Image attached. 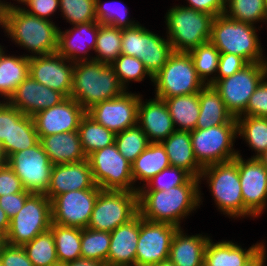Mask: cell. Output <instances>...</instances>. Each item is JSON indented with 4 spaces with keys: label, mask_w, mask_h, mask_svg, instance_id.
I'll return each mask as SVG.
<instances>
[{
    "label": "cell",
    "mask_w": 267,
    "mask_h": 266,
    "mask_svg": "<svg viewBox=\"0 0 267 266\" xmlns=\"http://www.w3.org/2000/svg\"><path fill=\"white\" fill-rule=\"evenodd\" d=\"M200 188L199 178L191 177L184 185L169 190H138L139 214L152 222L182 228L184 218L203 204Z\"/></svg>",
    "instance_id": "obj_1"
},
{
    "label": "cell",
    "mask_w": 267,
    "mask_h": 266,
    "mask_svg": "<svg viewBox=\"0 0 267 266\" xmlns=\"http://www.w3.org/2000/svg\"><path fill=\"white\" fill-rule=\"evenodd\" d=\"M5 3L3 29L11 42L28 50L29 58L57 52L60 27L55 22L31 15L11 1Z\"/></svg>",
    "instance_id": "obj_2"
},
{
    "label": "cell",
    "mask_w": 267,
    "mask_h": 266,
    "mask_svg": "<svg viewBox=\"0 0 267 266\" xmlns=\"http://www.w3.org/2000/svg\"><path fill=\"white\" fill-rule=\"evenodd\" d=\"M126 91L111 65L93 60L74 63L70 97L86 111L93 105L119 97Z\"/></svg>",
    "instance_id": "obj_3"
},
{
    "label": "cell",
    "mask_w": 267,
    "mask_h": 266,
    "mask_svg": "<svg viewBox=\"0 0 267 266\" xmlns=\"http://www.w3.org/2000/svg\"><path fill=\"white\" fill-rule=\"evenodd\" d=\"M255 25L229 18L225 14L214 17L210 42L220 53L244 58L248 63L267 62Z\"/></svg>",
    "instance_id": "obj_4"
},
{
    "label": "cell",
    "mask_w": 267,
    "mask_h": 266,
    "mask_svg": "<svg viewBox=\"0 0 267 266\" xmlns=\"http://www.w3.org/2000/svg\"><path fill=\"white\" fill-rule=\"evenodd\" d=\"M214 16L184 5H174L165 14L166 35L174 52H188L210 42Z\"/></svg>",
    "instance_id": "obj_5"
},
{
    "label": "cell",
    "mask_w": 267,
    "mask_h": 266,
    "mask_svg": "<svg viewBox=\"0 0 267 266\" xmlns=\"http://www.w3.org/2000/svg\"><path fill=\"white\" fill-rule=\"evenodd\" d=\"M206 181L219 212L230 218H244V202L238 165L234 160L203 168L199 181Z\"/></svg>",
    "instance_id": "obj_6"
},
{
    "label": "cell",
    "mask_w": 267,
    "mask_h": 266,
    "mask_svg": "<svg viewBox=\"0 0 267 266\" xmlns=\"http://www.w3.org/2000/svg\"><path fill=\"white\" fill-rule=\"evenodd\" d=\"M155 96L166 99L199 93L205 86L188 52H173L167 63L153 76Z\"/></svg>",
    "instance_id": "obj_7"
},
{
    "label": "cell",
    "mask_w": 267,
    "mask_h": 266,
    "mask_svg": "<svg viewBox=\"0 0 267 266\" xmlns=\"http://www.w3.org/2000/svg\"><path fill=\"white\" fill-rule=\"evenodd\" d=\"M173 52L167 37H161L140 23L122 29L121 54L140 59L152 77L167 63Z\"/></svg>",
    "instance_id": "obj_8"
},
{
    "label": "cell",
    "mask_w": 267,
    "mask_h": 266,
    "mask_svg": "<svg viewBox=\"0 0 267 266\" xmlns=\"http://www.w3.org/2000/svg\"><path fill=\"white\" fill-rule=\"evenodd\" d=\"M193 153L198 164L207 166L233 160L239 150L234 149L237 122L190 131Z\"/></svg>",
    "instance_id": "obj_9"
},
{
    "label": "cell",
    "mask_w": 267,
    "mask_h": 266,
    "mask_svg": "<svg viewBox=\"0 0 267 266\" xmlns=\"http://www.w3.org/2000/svg\"><path fill=\"white\" fill-rule=\"evenodd\" d=\"M51 224V200L43 193H31L23 208L10 219L5 242L23 246L37 235L50 230Z\"/></svg>",
    "instance_id": "obj_10"
},
{
    "label": "cell",
    "mask_w": 267,
    "mask_h": 266,
    "mask_svg": "<svg viewBox=\"0 0 267 266\" xmlns=\"http://www.w3.org/2000/svg\"><path fill=\"white\" fill-rule=\"evenodd\" d=\"M138 213V192L101 189L87 228L111 232Z\"/></svg>",
    "instance_id": "obj_11"
},
{
    "label": "cell",
    "mask_w": 267,
    "mask_h": 266,
    "mask_svg": "<svg viewBox=\"0 0 267 266\" xmlns=\"http://www.w3.org/2000/svg\"><path fill=\"white\" fill-rule=\"evenodd\" d=\"M95 184L102 190L135 191L131 163L113 143L87 156Z\"/></svg>",
    "instance_id": "obj_12"
},
{
    "label": "cell",
    "mask_w": 267,
    "mask_h": 266,
    "mask_svg": "<svg viewBox=\"0 0 267 266\" xmlns=\"http://www.w3.org/2000/svg\"><path fill=\"white\" fill-rule=\"evenodd\" d=\"M267 75V62L249 63L242 70L212 84L234 118L246 109L251 95Z\"/></svg>",
    "instance_id": "obj_13"
},
{
    "label": "cell",
    "mask_w": 267,
    "mask_h": 266,
    "mask_svg": "<svg viewBox=\"0 0 267 266\" xmlns=\"http://www.w3.org/2000/svg\"><path fill=\"white\" fill-rule=\"evenodd\" d=\"M7 164L20 178L26 191L46 193L53 164L40 142L31 148L11 154L7 158Z\"/></svg>",
    "instance_id": "obj_14"
},
{
    "label": "cell",
    "mask_w": 267,
    "mask_h": 266,
    "mask_svg": "<svg viewBox=\"0 0 267 266\" xmlns=\"http://www.w3.org/2000/svg\"><path fill=\"white\" fill-rule=\"evenodd\" d=\"M233 160L238 165L244 218H257L267 208V169L258 158L244 159L241 153Z\"/></svg>",
    "instance_id": "obj_15"
},
{
    "label": "cell",
    "mask_w": 267,
    "mask_h": 266,
    "mask_svg": "<svg viewBox=\"0 0 267 266\" xmlns=\"http://www.w3.org/2000/svg\"><path fill=\"white\" fill-rule=\"evenodd\" d=\"M178 229L168 223L146 220L139 214L136 266H153L169 259L171 243Z\"/></svg>",
    "instance_id": "obj_16"
},
{
    "label": "cell",
    "mask_w": 267,
    "mask_h": 266,
    "mask_svg": "<svg viewBox=\"0 0 267 266\" xmlns=\"http://www.w3.org/2000/svg\"><path fill=\"white\" fill-rule=\"evenodd\" d=\"M101 188L75 190L51 200L52 223L62 226L87 228Z\"/></svg>",
    "instance_id": "obj_17"
},
{
    "label": "cell",
    "mask_w": 267,
    "mask_h": 266,
    "mask_svg": "<svg viewBox=\"0 0 267 266\" xmlns=\"http://www.w3.org/2000/svg\"><path fill=\"white\" fill-rule=\"evenodd\" d=\"M140 94L126 91L119 97L99 102L86 113L115 134L138 123Z\"/></svg>",
    "instance_id": "obj_18"
},
{
    "label": "cell",
    "mask_w": 267,
    "mask_h": 266,
    "mask_svg": "<svg viewBox=\"0 0 267 266\" xmlns=\"http://www.w3.org/2000/svg\"><path fill=\"white\" fill-rule=\"evenodd\" d=\"M74 62L57 52L29 58V75L37 82L70 97Z\"/></svg>",
    "instance_id": "obj_19"
},
{
    "label": "cell",
    "mask_w": 267,
    "mask_h": 266,
    "mask_svg": "<svg viewBox=\"0 0 267 266\" xmlns=\"http://www.w3.org/2000/svg\"><path fill=\"white\" fill-rule=\"evenodd\" d=\"M86 110L73 98L66 97L59 104L37 112L33 117L38 136L78 131Z\"/></svg>",
    "instance_id": "obj_20"
},
{
    "label": "cell",
    "mask_w": 267,
    "mask_h": 266,
    "mask_svg": "<svg viewBox=\"0 0 267 266\" xmlns=\"http://www.w3.org/2000/svg\"><path fill=\"white\" fill-rule=\"evenodd\" d=\"M97 34V21L72 25L64 31L59 29L57 53L74 63L92 61L93 55L89 53L95 50Z\"/></svg>",
    "instance_id": "obj_21"
},
{
    "label": "cell",
    "mask_w": 267,
    "mask_h": 266,
    "mask_svg": "<svg viewBox=\"0 0 267 266\" xmlns=\"http://www.w3.org/2000/svg\"><path fill=\"white\" fill-rule=\"evenodd\" d=\"M65 98L59 91L37 82L29 75L18 85L8 102L23 114L34 116L41 110L59 104Z\"/></svg>",
    "instance_id": "obj_22"
},
{
    "label": "cell",
    "mask_w": 267,
    "mask_h": 266,
    "mask_svg": "<svg viewBox=\"0 0 267 266\" xmlns=\"http://www.w3.org/2000/svg\"><path fill=\"white\" fill-rule=\"evenodd\" d=\"M88 160L56 164L51 170L50 184L45 195L52 200L63 193L92 189L95 186Z\"/></svg>",
    "instance_id": "obj_23"
},
{
    "label": "cell",
    "mask_w": 267,
    "mask_h": 266,
    "mask_svg": "<svg viewBox=\"0 0 267 266\" xmlns=\"http://www.w3.org/2000/svg\"><path fill=\"white\" fill-rule=\"evenodd\" d=\"M140 95L137 125L150 143L162 142L176 129L164 100L151 98L143 101Z\"/></svg>",
    "instance_id": "obj_24"
},
{
    "label": "cell",
    "mask_w": 267,
    "mask_h": 266,
    "mask_svg": "<svg viewBox=\"0 0 267 266\" xmlns=\"http://www.w3.org/2000/svg\"><path fill=\"white\" fill-rule=\"evenodd\" d=\"M107 266H136L139 238V213L127 223L110 232Z\"/></svg>",
    "instance_id": "obj_25"
},
{
    "label": "cell",
    "mask_w": 267,
    "mask_h": 266,
    "mask_svg": "<svg viewBox=\"0 0 267 266\" xmlns=\"http://www.w3.org/2000/svg\"><path fill=\"white\" fill-rule=\"evenodd\" d=\"M264 246V240L244 249L233 240L213 242L210 238L205 249L204 264L206 266H244Z\"/></svg>",
    "instance_id": "obj_26"
},
{
    "label": "cell",
    "mask_w": 267,
    "mask_h": 266,
    "mask_svg": "<svg viewBox=\"0 0 267 266\" xmlns=\"http://www.w3.org/2000/svg\"><path fill=\"white\" fill-rule=\"evenodd\" d=\"M179 228L174 234L169 260L176 266H202L205 259V249L211 236L196 234L188 235Z\"/></svg>",
    "instance_id": "obj_27"
},
{
    "label": "cell",
    "mask_w": 267,
    "mask_h": 266,
    "mask_svg": "<svg viewBox=\"0 0 267 266\" xmlns=\"http://www.w3.org/2000/svg\"><path fill=\"white\" fill-rule=\"evenodd\" d=\"M42 148L53 165L86 160L78 131L38 136Z\"/></svg>",
    "instance_id": "obj_28"
},
{
    "label": "cell",
    "mask_w": 267,
    "mask_h": 266,
    "mask_svg": "<svg viewBox=\"0 0 267 266\" xmlns=\"http://www.w3.org/2000/svg\"><path fill=\"white\" fill-rule=\"evenodd\" d=\"M161 143L168 155L170 166L184 169L192 177H200L203 168L195 159L190 131L175 130Z\"/></svg>",
    "instance_id": "obj_29"
},
{
    "label": "cell",
    "mask_w": 267,
    "mask_h": 266,
    "mask_svg": "<svg viewBox=\"0 0 267 266\" xmlns=\"http://www.w3.org/2000/svg\"><path fill=\"white\" fill-rule=\"evenodd\" d=\"M169 166L168 155L162 143H149L148 147L131 164L135 192ZM136 182L138 185H141V182L143 184L136 186Z\"/></svg>",
    "instance_id": "obj_30"
},
{
    "label": "cell",
    "mask_w": 267,
    "mask_h": 266,
    "mask_svg": "<svg viewBox=\"0 0 267 266\" xmlns=\"http://www.w3.org/2000/svg\"><path fill=\"white\" fill-rule=\"evenodd\" d=\"M200 114L196 128L204 129L228 122H237L227 110L219 92L213 85H205L199 92Z\"/></svg>",
    "instance_id": "obj_31"
},
{
    "label": "cell",
    "mask_w": 267,
    "mask_h": 266,
    "mask_svg": "<svg viewBox=\"0 0 267 266\" xmlns=\"http://www.w3.org/2000/svg\"><path fill=\"white\" fill-rule=\"evenodd\" d=\"M4 47L0 51V97L8 101L29 76V57L26 55H7Z\"/></svg>",
    "instance_id": "obj_32"
},
{
    "label": "cell",
    "mask_w": 267,
    "mask_h": 266,
    "mask_svg": "<svg viewBox=\"0 0 267 266\" xmlns=\"http://www.w3.org/2000/svg\"><path fill=\"white\" fill-rule=\"evenodd\" d=\"M38 142L39 137L33 117L23 114L12 106L10 143H2L7 158L13 153L33 147Z\"/></svg>",
    "instance_id": "obj_33"
},
{
    "label": "cell",
    "mask_w": 267,
    "mask_h": 266,
    "mask_svg": "<svg viewBox=\"0 0 267 266\" xmlns=\"http://www.w3.org/2000/svg\"><path fill=\"white\" fill-rule=\"evenodd\" d=\"M164 100L176 130L196 129L200 114L199 93L175 96Z\"/></svg>",
    "instance_id": "obj_34"
},
{
    "label": "cell",
    "mask_w": 267,
    "mask_h": 266,
    "mask_svg": "<svg viewBox=\"0 0 267 266\" xmlns=\"http://www.w3.org/2000/svg\"><path fill=\"white\" fill-rule=\"evenodd\" d=\"M237 120V137L254 151L251 158H258L267 148V117L239 116Z\"/></svg>",
    "instance_id": "obj_35"
},
{
    "label": "cell",
    "mask_w": 267,
    "mask_h": 266,
    "mask_svg": "<svg viewBox=\"0 0 267 266\" xmlns=\"http://www.w3.org/2000/svg\"><path fill=\"white\" fill-rule=\"evenodd\" d=\"M50 231L54 237L59 264H64L82 258L81 228L62 226L52 223Z\"/></svg>",
    "instance_id": "obj_36"
},
{
    "label": "cell",
    "mask_w": 267,
    "mask_h": 266,
    "mask_svg": "<svg viewBox=\"0 0 267 266\" xmlns=\"http://www.w3.org/2000/svg\"><path fill=\"white\" fill-rule=\"evenodd\" d=\"M78 133L86 156L115 143V133L96 122L87 113L82 117Z\"/></svg>",
    "instance_id": "obj_37"
},
{
    "label": "cell",
    "mask_w": 267,
    "mask_h": 266,
    "mask_svg": "<svg viewBox=\"0 0 267 266\" xmlns=\"http://www.w3.org/2000/svg\"><path fill=\"white\" fill-rule=\"evenodd\" d=\"M122 29L98 23L93 61L111 65L121 55Z\"/></svg>",
    "instance_id": "obj_38"
},
{
    "label": "cell",
    "mask_w": 267,
    "mask_h": 266,
    "mask_svg": "<svg viewBox=\"0 0 267 266\" xmlns=\"http://www.w3.org/2000/svg\"><path fill=\"white\" fill-rule=\"evenodd\" d=\"M188 53L193 60L199 78L205 85H212L216 80L219 50L211 42H207L193 48Z\"/></svg>",
    "instance_id": "obj_39"
},
{
    "label": "cell",
    "mask_w": 267,
    "mask_h": 266,
    "mask_svg": "<svg viewBox=\"0 0 267 266\" xmlns=\"http://www.w3.org/2000/svg\"><path fill=\"white\" fill-rule=\"evenodd\" d=\"M22 247L34 266H56L59 264L54 237L50 230L37 235Z\"/></svg>",
    "instance_id": "obj_40"
},
{
    "label": "cell",
    "mask_w": 267,
    "mask_h": 266,
    "mask_svg": "<svg viewBox=\"0 0 267 266\" xmlns=\"http://www.w3.org/2000/svg\"><path fill=\"white\" fill-rule=\"evenodd\" d=\"M224 14L231 19L257 26L266 16L264 0H226Z\"/></svg>",
    "instance_id": "obj_41"
},
{
    "label": "cell",
    "mask_w": 267,
    "mask_h": 266,
    "mask_svg": "<svg viewBox=\"0 0 267 266\" xmlns=\"http://www.w3.org/2000/svg\"><path fill=\"white\" fill-rule=\"evenodd\" d=\"M110 242V232L81 229V257L106 263Z\"/></svg>",
    "instance_id": "obj_42"
},
{
    "label": "cell",
    "mask_w": 267,
    "mask_h": 266,
    "mask_svg": "<svg viewBox=\"0 0 267 266\" xmlns=\"http://www.w3.org/2000/svg\"><path fill=\"white\" fill-rule=\"evenodd\" d=\"M96 19L100 24L112 25L118 29L132 28L139 24L130 19L128 8L121 1H101L95 3Z\"/></svg>",
    "instance_id": "obj_43"
},
{
    "label": "cell",
    "mask_w": 267,
    "mask_h": 266,
    "mask_svg": "<svg viewBox=\"0 0 267 266\" xmlns=\"http://www.w3.org/2000/svg\"><path fill=\"white\" fill-rule=\"evenodd\" d=\"M149 140L142 129L136 125L116 133L115 144L121 155L131 164L148 147Z\"/></svg>",
    "instance_id": "obj_44"
},
{
    "label": "cell",
    "mask_w": 267,
    "mask_h": 266,
    "mask_svg": "<svg viewBox=\"0 0 267 266\" xmlns=\"http://www.w3.org/2000/svg\"><path fill=\"white\" fill-rule=\"evenodd\" d=\"M111 66L126 90H129L128 85L132 81L139 83L148 77L153 82V77L145 69L143 62L136 57L121 54Z\"/></svg>",
    "instance_id": "obj_45"
},
{
    "label": "cell",
    "mask_w": 267,
    "mask_h": 266,
    "mask_svg": "<svg viewBox=\"0 0 267 266\" xmlns=\"http://www.w3.org/2000/svg\"><path fill=\"white\" fill-rule=\"evenodd\" d=\"M96 0H59L61 16L70 25L97 21Z\"/></svg>",
    "instance_id": "obj_46"
},
{
    "label": "cell",
    "mask_w": 267,
    "mask_h": 266,
    "mask_svg": "<svg viewBox=\"0 0 267 266\" xmlns=\"http://www.w3.org/2000/svg\"><path fill=\"white\" fill-rule=\"evenodd\" d=\"M191 177L184 169L169 166L154 176L139 190H169L172 187L184 185Z\"/></svg>",
    "instance_id": "obj_47"
},
{
    "label": "cell",
    "mask_w": 267,
    "mask_h": 266,
    "mask_svg": "<svg viewBox=\"0 0 267 266\" xmlns=\"http://www.w3.org/2000/svg\"><path fill=\"white\" fill-rule=\"evenodd\" d=\"M240 116L267 117V75L251 95L245 111Z\"/></svg>",
    "instance_id": "obj_48"
},
{
    "label": "cell",
    "mask_w": 267,
    "mask_h": 266,
    "mask_svg": "<svg viewBox=\"0 0 267 266\" xmlns=\"http://www.w3.org/2000/svg\"><path fill=\"white\" fill-rule=\"evenodd\" d=\"M0 264L2 266H34L22 246H14L6 242L0 249Z\"/></svg>",
    "instance_id": "obj_49"
},
{
    "label": "cell",
    "mask_w": 267,
    "mask_h": 266,
    "mask_svg": "<svg viewBox=\"0 0 267 266\" xmlns=\"http://www.w3.org/2000/svg\"><path fill=\"white\" fill-rule=\"evenodd\" d=\"M248 64L244 58L238 55L220 53L216 79L230 77Z\"/></svg>",
    "instance_id": "obj_50"
},
{
    "label": "cell",
    "mask_w": 267,
    "mask_h": 266,
    "mask_svg": "<svg viewBox=\"0 0 267 266\" xmlns=\"http://www.w3.org/2000/svg\"><path fill=\"white\" fill-rule=\"evenodd\" d=\"M18 192L26 191L20 178L14 170L6 163L0 166V197Z\"/></svg>",
    "instance_id": "obj_51"
},
{
    "label": "cell",
    "mask_w": 267,
    "mask_h": 266,
    "mask_svg": "<svg viewBox=\"0 0 267 266\" xmlns=\"http://www.w3.org/2000/svg\"><path fill=\"white\" fill-rule=\"evenodd\" d=\"M23 9L31 15L53 21L51 16L53 17L54 13L60 10V6L59 0H29L24 4Z\"/></svg>",
    "instance_id": "obj_52"
},
{
    "label": "cell",
    "mask_w": 267,
    "mask_h": 266,
    "mask_svg": "<svg viewBox=\"0 0 267 266\" xmlns=\"http://www.w3.org/2000/svg\"><path fill=\"white\" fill-rule=\"evenodd\" d=\"M30 194L31 192H18L4 195L0 197V206L11 219L23 208L26 199Z\"/></svg>",
    "instance_id": "obj_53"
},
{
    "label": "cell",
    "mask_w": 267,
    "mask_h": 266,
    "mask_svg": "<svg viewBox=\"0 0 267 266\" xmlns=\"http://www.w3.org/2000/svg\"><path fill=\"white\" fill-rule=\"evenodd\" d=\"M185 7L192 8L196 11L209 13L214 17L224 14L226 8L225 0H185Z\"/></svg>",
    "instance_id": "obj_54"
},
{
    "label": "cell",
    "mask_w": 267,
    "mask_h": 266,
    "mask_svg": "<svg viewBox=\"0 0 267 266\" xmlns=\"http://www.w3.org/2000/svg\"><path fill=\"white\" fill-rule=\"evenodd\" d=\"M12 132V105L8 101H0V142L10 143Z\"/></svg>",
    "instance_id": "obj_55"
},
{
    "label": "cell",
    "mask_w": 267,
    "mask_h": 266,
    "mask_svg": "<svg viewBox=\"0 0 267 266\" xmlns=\"http://www.w3.org/2000/svg\"><path fill=\"white\" fill-rule=\"evenodd\" d=\"M267 249L266 245L244 266H267Z\"/></svg>",
    "instance_id": "obj_56"
},
{
    "label": "cell",
    "mask_w": 267,
    "mask_h": 266,
    "mask_svg": "<svg viewBox=\"0 0 267 266\" xmlns=\"http://www.w3.org/2000/svg\"><path fill=\"white\" fill-rule=\"evenodd\" d=\"M64 266H107L106 263L92 259H77L63 264Z\"/></svg>",
    "instance_id": "obj_57"
},
{
    "label": "cell",
    "mask_w": 267,
    "mask_h": 266,
    "mask_svg": "<svg viewBox=\"0 0 267 266\" xmlns=\"http://www.w3.org/2000/svg\"><path fill=\"white\" fill-rule=\"evenodd\" d=\"M10 227V218L0 206V234L4 237L7 235Z\"/></svg>",
    "instance_id": "obj_58"
},
{
    "label": "cell",
    "mask_w": 267,
    "mask_h": 266,
    "mask_svg": "<svg viewBox=\"0 0 267 266\" xmlns=\"http://www.w3.org/2000/svg\"><path fill=\"white\" fill-rule=\"evenodd\" d=\"M6 1L0 0V27L3 29L4 26V18H5V10H6Z\"/></svg>",
    "instance_id": "obj_59"
},
{
    "label": "cell",
    "mask_w": 267,
    "mask_h": 266,
    "mask_svg": "<svg viewBox=\"0 0 267 266\" xmlns=\"http://www.w3.org/2000/svg\"><path fill=\"white\" fill-rule=\"evenodd\" d=\"M7 163V156L3 150L2 143L0 142V166Z\"/></svg>",
    "instance_id": "obj_60"
},
{
    "label": "cell",
    "mask_w": 267,
    "mask_h": 266,
    "mask_svg": "<svg viewBox=\"0 0 267 266\" xmlns=\"http://www.w3.org/2000/svg\"><path fill=\"white\" fill-rule=\"evenodd\" d=\"M258 159L267 169V148L261 155H259Z\"/></svg>",
    "instance_id": "obj_61"
},
{
    "label": "cell",
    "mask_w": 267,
    "mask_h": 266,
    "mask_svg": "<svg viewBox=\"0 0 267 266\" xmlns=\"http://www.w3.org/2000/svg\"><path fill=\"white\" fill-rule=\"evenodd\" d=\"M153 266H176L174 263H172L169 259H166L160 263H157L156 265Z\"/></svg>",
    "instance_id": "obj_62"
},
{
    "label": "cell",
    "mask_w": 267,
    "mask_h": 266,
    "mask_svg": "<svg viewBox=\"0 0 267 266\" xmlns=\"http://www.w3.org/2000/svg\"><path fill=\"white\" fill-rule=\"evenodd\" d=\"M5 243V237L3 235L0 234V249L2 247V245Z\"/></svg>",
    "instance_id": "obj_63"
},
{
    "label": "cell",
    "mask_w": 267,
    "mask_h": 266,
    "mask_svg": "<svg viewBox=\"0 0 267 266\" xmlns=\"http://www.w3.org/2000/svg\"><path fill=\"white\" fill-rule=\"evenodd\" d=\"M15 2L17 1V4H22L24 5L27 1L29 0H14Z\"/></svg>",
    "instance_id": "obj_64"
},
{
    "label": "cell",
    "mask_w": 267,
    "mask_h": 266,
    "mask_svg": "<svg viewBox=\"0 0 267 266\" xmlns=\"http://www.w3.org/2000/svg\"><path fill=\"white\" fill-rule=\"evenodd\" d=\"M264 2H265L266 14H267V0H264Z\"/></svg>",
    "instance_id": "obj_65"
},
{
    "label": "cell",
    "mask_w": 267,
    "mask_h": 266,
    "mask_svg": "<svg viewBox=\"0 0 267 266\" xmlns=\"http://www.w3.org/2000/svg\"><path fill=\"white\" fill-rule=\"evenodd\" d=\"M265 22H267V14H266V16H265V18H264V23ZM265 24H267V23H265Z\"/></svg>",
    "instance_id": "obj_66"
}]
</instances>
